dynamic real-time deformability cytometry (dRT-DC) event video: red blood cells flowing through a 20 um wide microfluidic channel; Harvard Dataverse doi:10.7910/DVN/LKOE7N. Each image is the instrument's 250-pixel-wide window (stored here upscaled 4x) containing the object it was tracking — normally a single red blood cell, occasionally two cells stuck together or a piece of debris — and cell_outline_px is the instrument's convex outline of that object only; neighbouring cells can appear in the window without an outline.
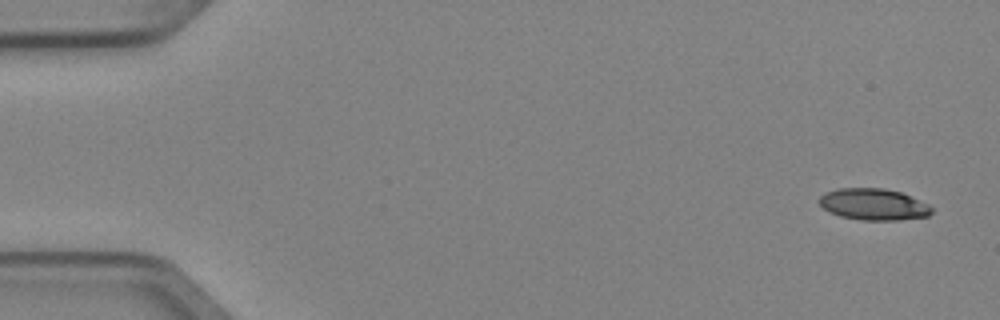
{"species": "Egyptian fruit bat (a non-hibernating species)", "species_latin": "Rousettus aegyptiacus", "temperature_condition": "cold", "stored_images_in_passage": 7, "camera_frame_rate_fps": 3000, "um_per_image_px": 0.085, "animal": {"sex": "female"}, "frame": {"image": 1, "passage_image": 1, "time_ms": 0.0, "image_size_px": [1000, 320], "cell_outline_px": [[932, 212], [928, 216], [900, 220], [864, 220], [840, 216], [828, 212], [820, 204], [820, 196], [824, 192], [836, 188], [884, 188], [900, 192], [928, 204], [932, 208]], "centroid_in_image_um": [74.23, 17.37], "position_along_channel_um": 10.8, "area_um2": 20.63}}
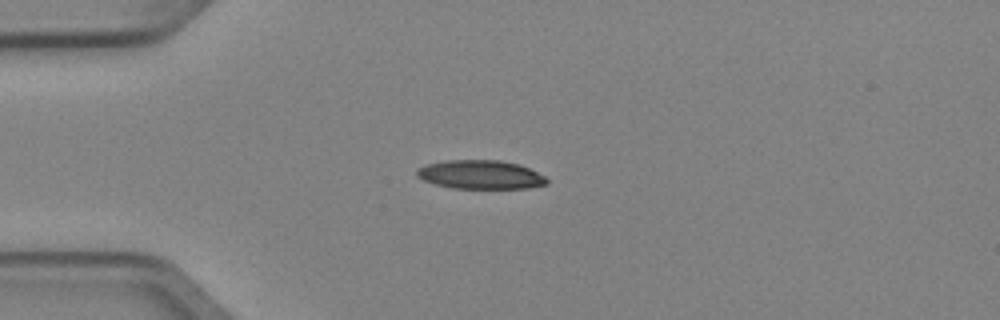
{"frame": {"image": 2, "passage_image": 4, "time_ms": 1.0, "image_size_px": [1000, 320], "cell_outline_px": [[548, 184], [528, 188], [452, 188], [436, 184], [424, 180], [416, 176], [416, 168], [428, 164], [444, 160], [500, 160], [520, 164], [544, 176], [548, 180]], "centroid_in_image_um": [40.83, 14.84], "position_along_channel_um": 44.2, "area_um2": 21.79}}
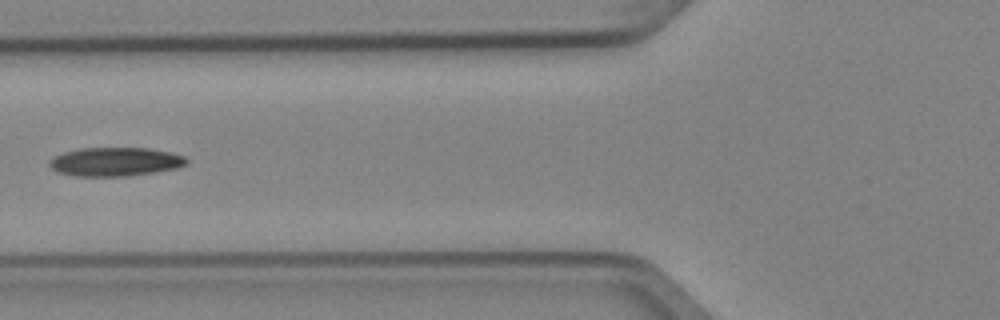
{"frame": {"image": 3, "passage_image": 6, "time_ms": 1.667, "image_size_px": [1000, 320], "cell_outline_px": [[188, 164], [176, 168], [152, 172], [124, 176], [76, 176], [56, 172], [48, 164], [48, 160], [52, 156], [64, 152], [80, 148], [148, 148], [168, 152], [184, 156], [188, 160]], "centroid_in_image_um": [9.74, 13.74], "position_along_channel_um": 116.1, "area_um2": 22.95}}